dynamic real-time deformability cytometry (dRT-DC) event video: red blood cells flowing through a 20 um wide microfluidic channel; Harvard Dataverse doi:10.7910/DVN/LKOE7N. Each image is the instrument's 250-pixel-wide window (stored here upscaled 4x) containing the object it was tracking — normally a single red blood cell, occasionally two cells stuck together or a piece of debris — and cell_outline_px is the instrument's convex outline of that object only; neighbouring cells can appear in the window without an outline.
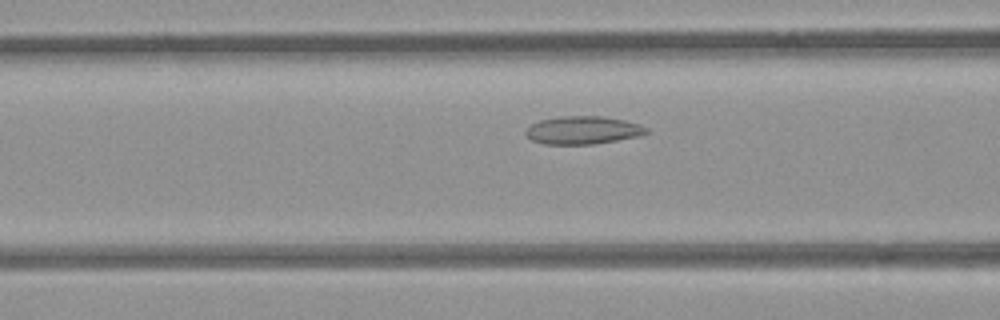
{"species": "common noctule bat (a hibernating species)", "species_latin": "Nyctalus noctula", "temperature_condition": "room temperature", "stored_images_in_passage": 35, "camera_frame_rate_fps": 3000, "um_per_image_px": 0.085, "animal": {"sex": "female", "body_mass_g": 21.9}, "frame": {"image": 1, "passage_image": 8, "time_ms": 2.333, "image_size_px": [1000, 320], "cell_outline_px": [[648, 132], [640, 136], [592, 144], [544, 144], [532, 140], [524, 132], [532, 124], [540, 120], [560, 116], [604, 116], [624, 120], [640, 124], [648, 128]], "centroid_in_image_um": [49.57, 11.06], "position_along_channel_um": 117.0, "area_um2": 19.59}}
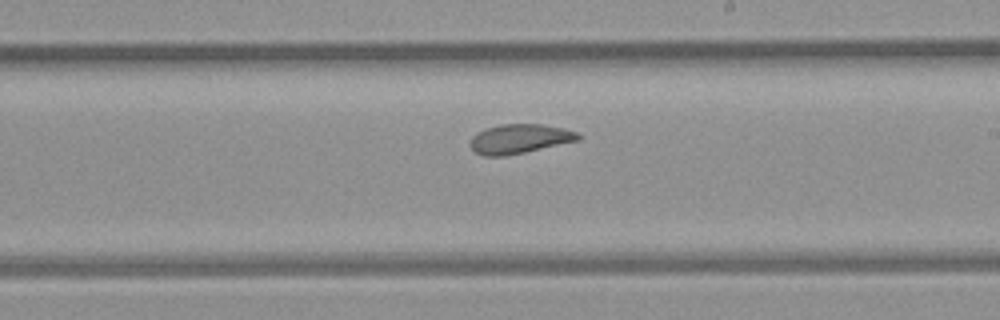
{"frame": {"image": 2, "passage_image": 18, "time_ms": 5.667, "image_size_px": [1000, 320], "cell_outline_px": [[580, 140], [524, 152], [504, 156], [484, 156], [476, 152], [468, 144], [472, 136], [476, 132], [484, 128], [500, 124], [544, 124], [564, 128], [576, 132], [580, 136]], "centroid_in_image_um": [44.12, 11.79], "position_along_channel_um": 244.9, "area_um2": 18.55}}
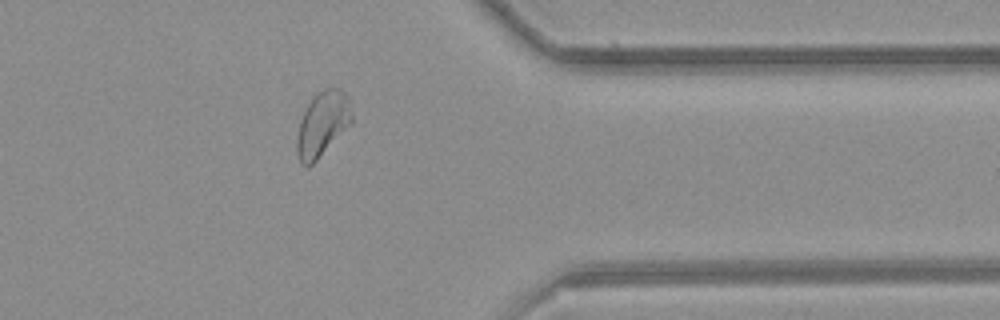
{"frame": {"image": 3, "passage_image": 30, "time_ms": 9.667, "image_size_px": [1000, 320], "cell_outline_px": [[352, 120], [316, 160], [308, 168], [300, 164], [296, 152], [296, 140], [300, 120], [312, 96], [316, 92], [324, 88], [340, 88], [348, 96], [352, 116]], "centroid_in_image_um": [27.36, 10.52], "position_along_channel_um": 384.0, "area_um2": 20.46}}